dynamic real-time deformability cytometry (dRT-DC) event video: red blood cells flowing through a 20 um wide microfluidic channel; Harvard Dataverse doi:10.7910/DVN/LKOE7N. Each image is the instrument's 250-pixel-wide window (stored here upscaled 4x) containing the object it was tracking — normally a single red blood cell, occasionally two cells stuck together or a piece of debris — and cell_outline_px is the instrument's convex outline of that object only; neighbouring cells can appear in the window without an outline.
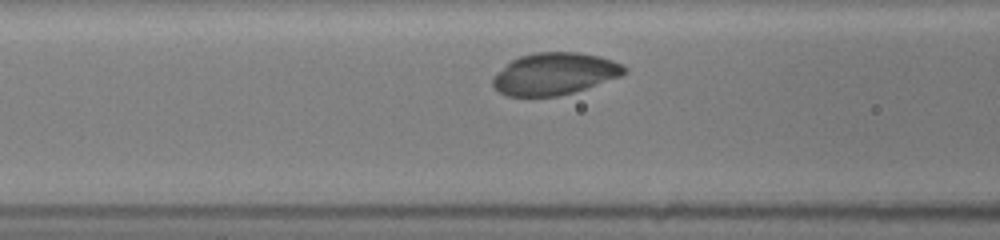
{"species": "common noctule bat (a hibernating species)", "species_latin": "Nyctalus noctula", "temperature_condition": "room temperature", "stored_images_in_passage": 28, "camera_frame_rate_fps": 3000, "um_per_image_px": 0.085, "animal": {"sex": "female", "body_mass_g": 19.5, "forearm_length_mm": 54.1}, "frame": {"image": 1, "passage_image": 6, "time_ms": 1.667, "image_size_px": [1000, 240], "cell_outline_px": [[628, 72], [624, 76], [560, 96], [508, 96], [500, 92], [492, 84], [492, 76], [512, 60], [520, 56], [536, 52], [580, 52], [600, 56], [624, 64], [628, 68]], "centroid_in_image_um": [47.2, 6.26], "position_along_channel_um": 119.4, "area_um2": 32.43}}
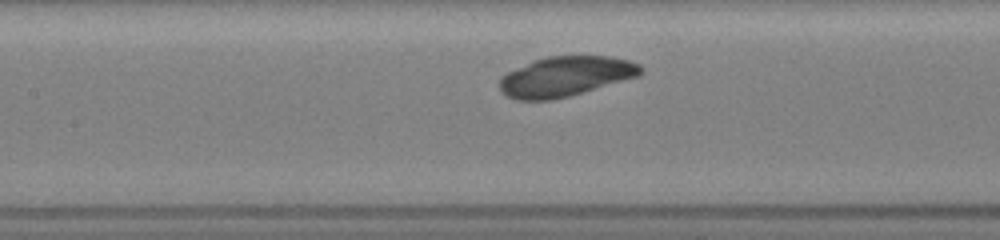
{"frame": {"image": 2, "passage_image": 9, "time_ms": 2.667, "image_size_px": [1000, 240], "cell_outline_px": [[644, 72], [640, 76], [568, 96], [552, 100], [516, 100], [504, 96], [500, 88], [500, 80], [508, 72], [532, 60], [544, 56], [612, 56], [628, 60], [640, 64], [644, 68]], "centroid_in_image_um": [48.1, 6.49], "position_along_channel_um": 159.3, "area_um2": 33.0}}
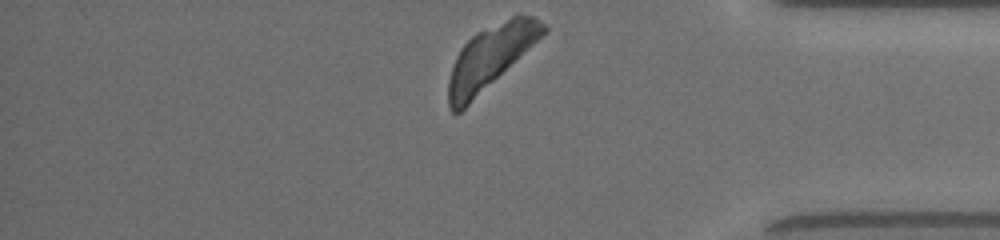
{"frame": {"image": 3, "passage_image": 28, "time_ms": 9.0, "image_size_px": [1000, 240], "cell_outline_px": [[548, 28], [532, 44], [460, 112], [452, 112], [448, 108], [448, 80], [456, 56], [460, 48], [476, 32], [520, 12], [532, 16], [540, 20]], "centroid_in_image_um": [41.63, 4.82], "position_along_channel_um": 393.6, "area_um2": 33.7}}